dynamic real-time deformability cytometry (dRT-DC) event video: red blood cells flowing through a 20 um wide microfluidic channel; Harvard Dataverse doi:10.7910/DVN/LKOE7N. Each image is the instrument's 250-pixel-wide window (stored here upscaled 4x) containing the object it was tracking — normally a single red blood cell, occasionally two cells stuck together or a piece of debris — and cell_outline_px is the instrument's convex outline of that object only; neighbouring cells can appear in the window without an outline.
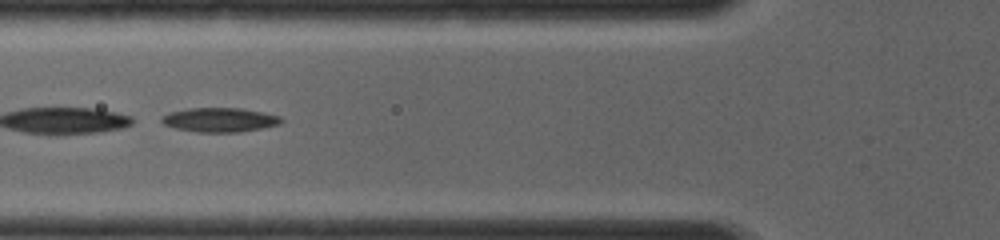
{"species": "common noctule bat (a hibernating species)", "species_latin": "Nyctalus noctula", "temperature_condition": "room temperature", "stored_images_in_passage": 8, "camera_frame_rate_fps": 4000, "um_per_image_px": 0.085, "animal": {"sex": "female", "body_mass_g": 19.0, "forearm_length_mm": 56.7}, "frame": {"image": 1, "passage_image": 4, "time_ms": 0.75, "image_size_px": [1000, 240], "cell_outline_px": [[284, 120], [280, 124], [264, 128], [240, 132], [196, 132], [176, 128], [164, 124], [160, 120], [164, 116], [172, 112], [188, 108], [240, 108], [280, 116]], "centroid_in_image_um": [18.71, 10.19], "position_along_channel_um": 107.1, "area_um2": 16.76}}